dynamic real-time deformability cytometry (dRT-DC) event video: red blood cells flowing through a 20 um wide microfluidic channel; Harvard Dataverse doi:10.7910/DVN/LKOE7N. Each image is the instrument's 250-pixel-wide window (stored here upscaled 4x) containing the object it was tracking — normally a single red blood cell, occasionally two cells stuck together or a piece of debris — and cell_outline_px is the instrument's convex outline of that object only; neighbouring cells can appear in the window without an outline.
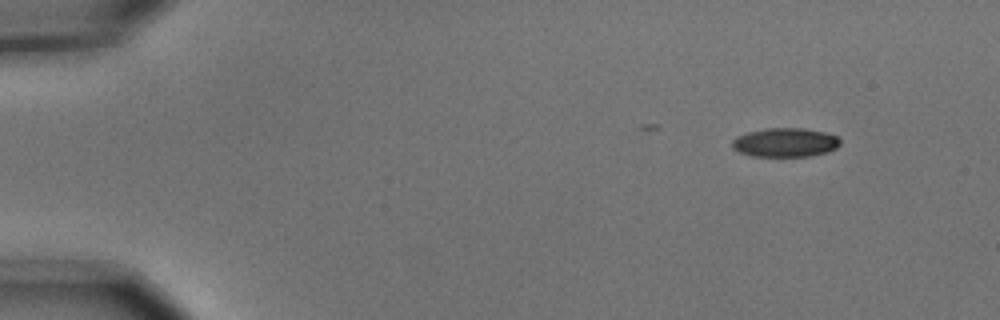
{"species": "common noctule bat (a hibernating species)", "species_latin": "Nyctalus noctula", "temperature_condition": "cold", "stored_images_in_passage": 4, "camera_frame_rate_fps": 3000, "um_per_image_px": 0.085, "animal": {"sex": "male", "body_mass_g": 15.6}, "frame": {"image": 1, "passage_image": 1, "time_ms": 0.0, "image_size_px": [1000, 320], "cell_outline_px": [[840, 144], [836, 148], [828, 152], [808, 156], [752, 156], [740, 152], [732, 148], [732, 140], [736, 136], [748, 132], [764, 128], [804, 128], [824, 132], [840, 136]], "centroid_in_image_um": [66.75, 12.1], "position_along_channel_um": 18.2, "area_um2": 18.38}}